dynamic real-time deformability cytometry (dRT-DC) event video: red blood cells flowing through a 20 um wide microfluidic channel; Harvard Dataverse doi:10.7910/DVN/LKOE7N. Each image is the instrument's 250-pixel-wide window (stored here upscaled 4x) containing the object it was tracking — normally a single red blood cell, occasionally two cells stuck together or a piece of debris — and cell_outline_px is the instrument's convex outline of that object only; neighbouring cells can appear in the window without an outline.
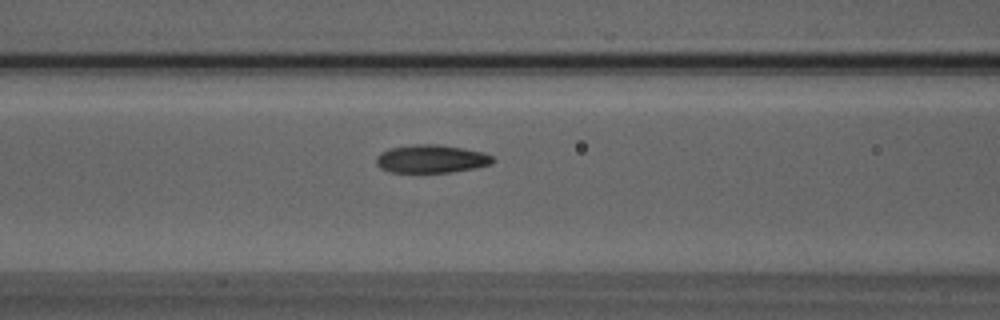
{"species": "Egyptian fruit bat (a non-hibernating species)", "species_latin": "Rousettus aegyptiacus", "temperature_condition": "room temperature", "stored_images_in_passage": 24, "camera_frame_rate_fps": 3000, "um_per_image_px": 0.085, "animal": {"sex": "male"}, "frame": {"image": 1, "passage_image": 17, "time_ms": 5.333, "image_size_px": [1000, 320], "cell_outline_px": [[496, 160], [492, 164], [476, 168], [452, 172], [388, 172], [380, 168], [376, 164], [376, 156], [380, 152], [388, 148], [412, 144], [440, 144], [464, 148], [484, 152], [492, 156]], "centroid_in_image_um": [36.66, 13.49], "position_along_channel_um": 129.9, "area_um2": 19.48}}
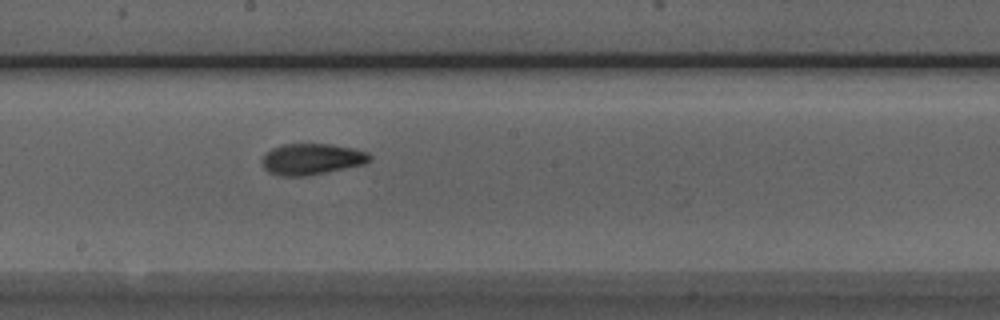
{"frame": {"image": 2, "passage_image": 24, "time_ms": 7.667, "image_size_px": [1000, 320], "cell_outline_px": [[372, 160], [364, 164], [304, 176], [284, 176], [268, 172], [264, 168], [260, 160], [264, 152], [280, 144], [332, 144], [352, 148], [368, 152], [372, 156]], "centroid_in_image_um": [26.46, 13.51], "position_along_channel_um": 221.7, "area_um2": 19.65}}